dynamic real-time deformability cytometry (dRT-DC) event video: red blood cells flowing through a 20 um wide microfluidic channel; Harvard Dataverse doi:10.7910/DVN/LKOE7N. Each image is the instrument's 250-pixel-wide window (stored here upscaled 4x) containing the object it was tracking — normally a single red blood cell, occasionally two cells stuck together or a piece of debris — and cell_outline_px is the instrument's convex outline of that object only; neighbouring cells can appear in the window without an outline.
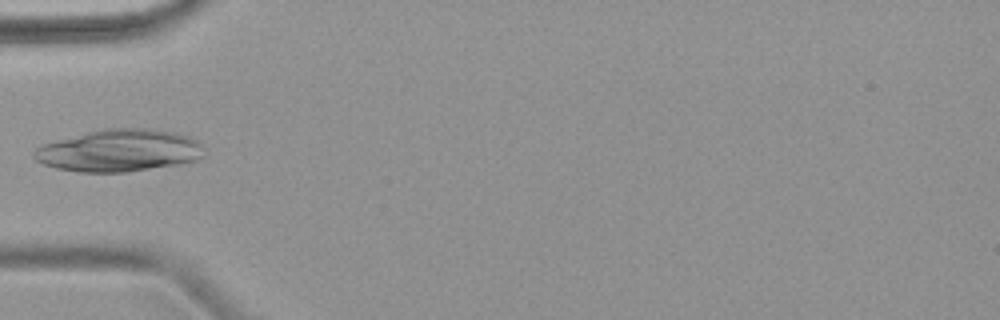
{"species": "common noctule bat (a hibernating species)", "species_latin": "Nyctalus noctula", "temperature_condition": "warm", "stored_images_in_passage": 4, "camera_frame_rate_fps": 3000, "um_per_image_px": 0.085, "animal": {"sex": "female", "body_mass_g": 18.4}, "frame": {"image": 1, "passage_image": 3, "time_ms": 2.333, "image_size_px": [1000, 320], "cell_outline_px": [[204, 156], [196, 160], [176, 164], [128, 172], [80, 172], [56, 168], [44, 164], [36, 160], [32, 156], [32, 152], [36, 148], [44, 144], [56, 140], [100, 128], [144, 128], [176, 132], [188, 136], [196, 140], [200, 144]], "centroid_in_image_um": [10.1, 12.79], "position_along_channel_um": 74.9, "area_um2": 41.79}}
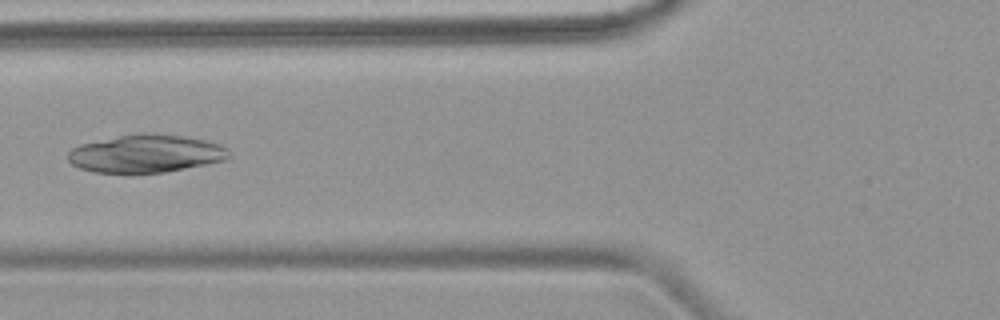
{"frame": {"image": 2, "passage_image": 4, "time_ms": 3.333, "image_size_px": [1000, 320], "cell_outline_px": [[232, 156], [228, 160], [208, 164], [164, 172], [92, 172], [80, 168], [72, 164], [68, 160], [68, 152], [72, 148], [80, 144], [140, 132], [144, 132], [184, 136], [204, 140], [220, 144], [228, 148]], "centroid_in_image_um": [12.45, 13.05], "position_along_channel_um": 113.3, "area_um2": 35.55}}